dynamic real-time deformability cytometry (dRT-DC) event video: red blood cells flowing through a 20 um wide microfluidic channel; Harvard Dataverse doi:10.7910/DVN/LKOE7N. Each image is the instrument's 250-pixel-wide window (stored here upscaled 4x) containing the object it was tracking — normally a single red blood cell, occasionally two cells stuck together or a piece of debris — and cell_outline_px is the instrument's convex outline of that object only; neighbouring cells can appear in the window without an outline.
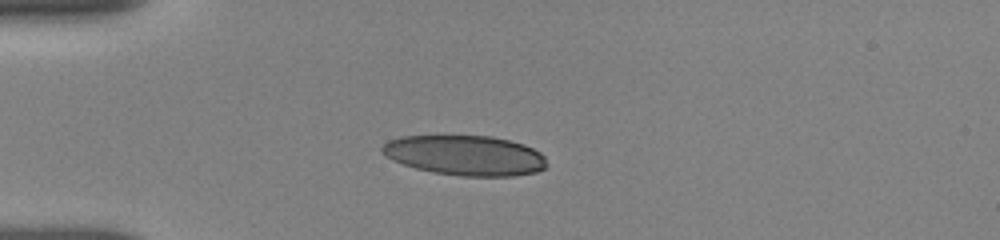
{"species": "human", "species_latin": "Homo sapiens", "temperature_condition": "room temperature", "stored_images_in_passage": 8, "camera_frame_rate_fps": 3000, "um_per_image_px": 0.085, "donor": {"sex": "female"}, "frame": {"image": 1, "passage_image": 1, "time_ms": 0.0, "image_size_px": [1000, 240], "cell_outline_px": [[548, 164], [544, 168], [536, 172], [512, 176], [460, 176], [432, 172], [416, 168], [392, 160], [380, 152], [380, 148], [388, 140], [400, 136], [492, 136], [524, 144], [540, 152], [544, 156]], "centroid_in_image_um": [39.53, 13.21], "position_along_channel_um": 45.5, "area_um2": 38.49}}
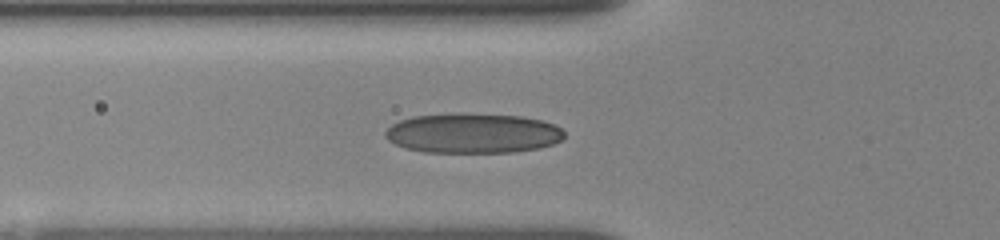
{"frame": {"image": 2, "passage_image": 6, "time_ms": 1.667, "image_size_px": [1000, 240], "cell_outline_px": [[564, 136], [560, 140], [552, 144], [540, 148], [512, 152], [424, 152], [404, 148], [388, 140], [384, 136], [384, 132], [392, 124], [400, 120], [412, 116], [460, 112], [520, 116], [540, 120], [552, 124], [560, 128], [564, 132]], "centroid_in_image_um": [40.15, 11.31], "position_along_channel_um": 85.7, "area_um2": 41.85}}
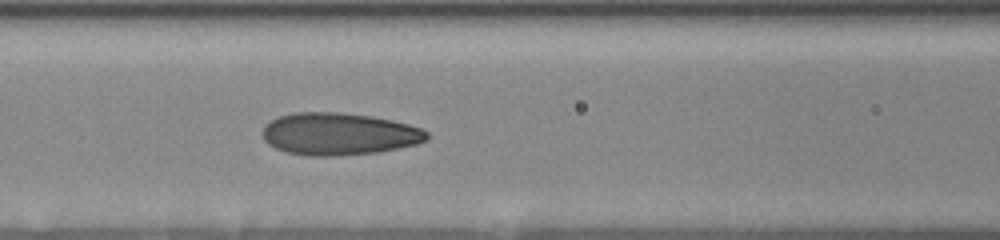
{"frame": {"image": 3, "passage_image": 8, "time_ms": 3.0, "image_size_px": [1000, 240], "cell_outline_px": [[428, 140], [416, 144], [376, 152], [332, 156], [312, 156], [288, 152], [276, 148], [268, 144], [264, 140], [264, 128], [272, 120], [280, 116], [296, 112], [336, 112], [372, 116], [392, 120], [408, 124], [420, 128], [428, 132]], "centroid_in_image_um": [28.83, 11.38], "position_along_channel_um": 137.8, "area_um2": 40.06}}